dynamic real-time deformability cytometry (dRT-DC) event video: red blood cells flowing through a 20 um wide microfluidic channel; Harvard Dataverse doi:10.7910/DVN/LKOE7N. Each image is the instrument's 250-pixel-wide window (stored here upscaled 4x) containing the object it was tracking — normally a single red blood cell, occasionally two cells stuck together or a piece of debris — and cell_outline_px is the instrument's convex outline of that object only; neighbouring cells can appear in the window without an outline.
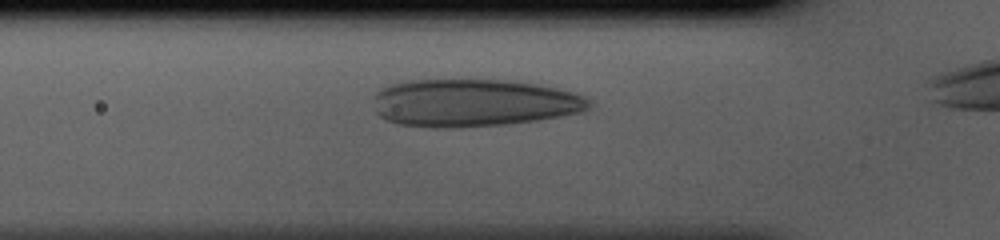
{"species": "human", "species_latin": "Homo sapiens", "temperature_condition": "cold", "stored_images_in_passage": 31, "camera_frame_rate_fps": 3000, "um_per_image_px": 0.085, "donor": {"sex": "male"}, "frame": {"image": 1, "passage_image": 6, "time_ms": 1.667, "image_size_px": [1000, 240], "cell_outline_px": [[592, 104], [588, 108], [580, 112], [560, 116], [536, 120], [504, 124], [448, 128], [432, 128], [396, 124], [384, 120], [376, 112], [376, 92], [380, 88], [388, 84], [412, 80], [508, 80], [536, 84], [556, 88], [572, 92], [584, 96]], "centroid_in_image_um": [40.21, 8.74], "position_along_channel_um": 85.6, "area_um2": 59.77}}
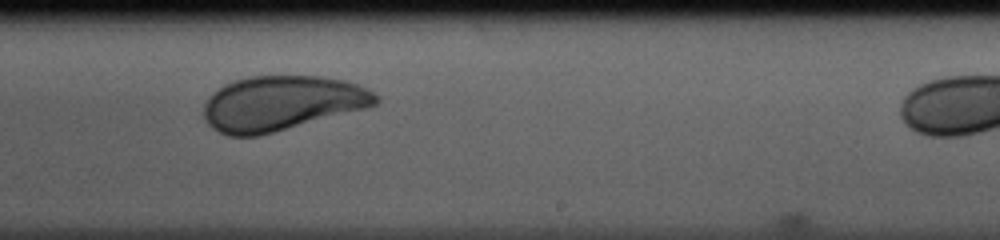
{"frame": {"image": 2, "passage_image": 19, "time_ms": 6.0, "image_size_px": [1000, 240], "cell_outline_px": [[380, 100], [376, 104], [368, 108], [260, 136], [228, 136], [212, 128], [208, 124], [204, 116], [204, 104], [208, 96], [212, 92], [224, 84], [232, 80], [248, 76], [320, 76], [344, 80], [356, 84], [372, 92]], "centroid_in_image_um": [23.91, 8.78], "position_along_channel_um": 265.1, "area_um2": 55.2}}
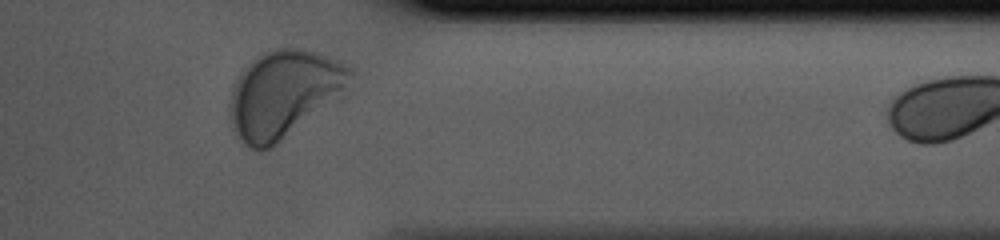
{"frame": {"image": 3, "passage_image": 28, "time_ms": 9.0, "image_size_px": [1000, 240], "cell_outline_px": [[360, 76], [352, 92], [344, 100], [272, 148], [252, 148], [244, 144], [236, 136], [228, 120], [228, 100], [232, 88], [236, 80], [252, 60], [264, 52], [276, 48], [300, 48], [340, 60], [356, 68]], "centroid_in_image_um": [24.32, 8.01], "position_along_channel_um": 387.1, "area_um2": 64.39}}